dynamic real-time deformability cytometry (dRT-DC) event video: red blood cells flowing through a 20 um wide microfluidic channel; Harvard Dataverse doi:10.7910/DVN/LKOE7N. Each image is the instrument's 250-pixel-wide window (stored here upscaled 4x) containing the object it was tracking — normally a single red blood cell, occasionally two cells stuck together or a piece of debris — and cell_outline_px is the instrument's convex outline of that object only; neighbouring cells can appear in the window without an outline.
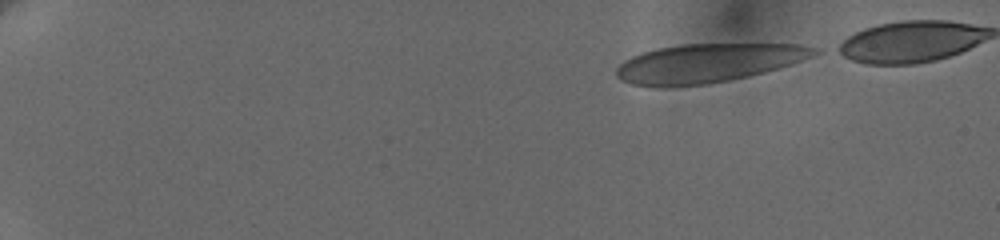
{"species": "human", "species_latin": "Homo sapiens", "temperature_condition": "cold", "stored_images_in_passage": 53, "camera_frame_rate_fps": 3000, "um_per_image_px": 0.085, "donor": {"sex": "female"}, "frame": {"image": 1, "passage_image": 1, "time_ms": 0.0, "image_size_px": [1000, 240], "cell_outline_px": [[820, 52], [812, 56], [764, 72], [748, 76], [728, 80], [704, 84], [664, 88], [632, 84], [616, 76], [616, 68], [624, 60], [632, 56], [644, 52], [660, 48], [684, 44], [800, 44], [816, 48]], "centroid_in_image_um": [60.13, 5.37], "position_along_channel_um": 24.9, "area_um2": 44.22}}
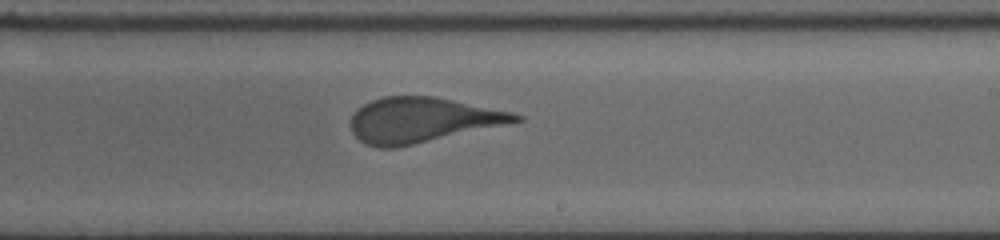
{"frame": {"image": 2, "passage_image": 36, "time_ms": 10.0, "image_size_px": [1000, 240], "cell_outline_px": [[524, 120], [412, 144], [392, 148], [380, 148], [364, 144], [352, 132], [352, 116], [364, 104], [372, 100], [384, 96], [432, 96], [512, 112], [524, 116]], "centroid_in_image_um": [35.86, 10.19], "position_along_channel_um": 253.1, "area_um2": 42.37}}
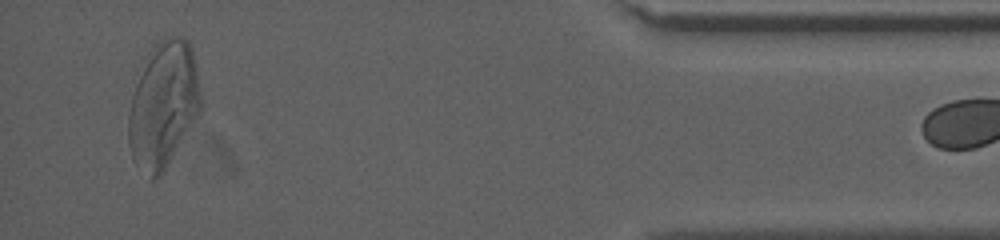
{"frame": {"image": 3, "passage_image": 52, "time_ms": 16.0, "image_size_px": [1000, 240], "cell_outline_px": [[200, 112], [160, 176], [152, 180], [148, 180], [132, 160], [128, 144], [128, 116], [132, 96], [136, 84], [148, 52], [164, 36], [176, 36], [188, 40], [192, 48], [196, 68], [200, 92]], "centroid_in_image_um": [13.86, 8.93], "position_along_channel_um": 421.3, "area_um2": 52.83}}